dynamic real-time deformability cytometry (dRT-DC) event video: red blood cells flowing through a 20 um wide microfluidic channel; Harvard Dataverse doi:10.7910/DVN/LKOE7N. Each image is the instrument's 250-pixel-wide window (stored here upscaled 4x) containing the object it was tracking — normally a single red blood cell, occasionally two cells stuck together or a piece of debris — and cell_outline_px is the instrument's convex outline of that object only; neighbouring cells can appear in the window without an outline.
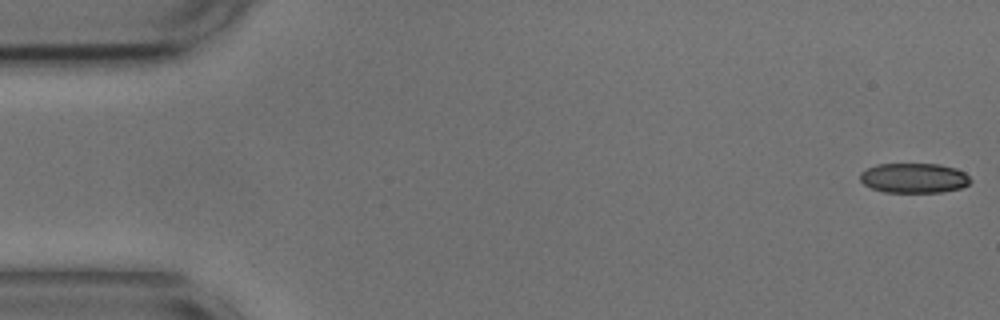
{"species": "common noctule bat (a hibernating species)", "species_latin": "Nyctalus noctula", "temperature_condition": "cold", "stored_images_in_passage": 11, "camera_frame_rate_fps": 3000, "um_per_image_px": 0.085, "animal": {"sex": "male", "body_mass_g": 17.9, "forearm_length_mm": 54.2}, "frame": {"image": 1, "passage_image": 1, "time_ms": 0.0, "image_size_px": [1000, 320], "cell_outline_px": [[972, 180], [968, 184], [960, 188], [940, 192], [884, 192], [872, 188], [864, 184], [860, 180], [860, 172], [876, 164], [940, 164], [956, 168], [964, 172]], "centroid_in_image_um": [77.68, 15.12], "position_along_channel_um": 7.3, "area_um2": 19.19}}